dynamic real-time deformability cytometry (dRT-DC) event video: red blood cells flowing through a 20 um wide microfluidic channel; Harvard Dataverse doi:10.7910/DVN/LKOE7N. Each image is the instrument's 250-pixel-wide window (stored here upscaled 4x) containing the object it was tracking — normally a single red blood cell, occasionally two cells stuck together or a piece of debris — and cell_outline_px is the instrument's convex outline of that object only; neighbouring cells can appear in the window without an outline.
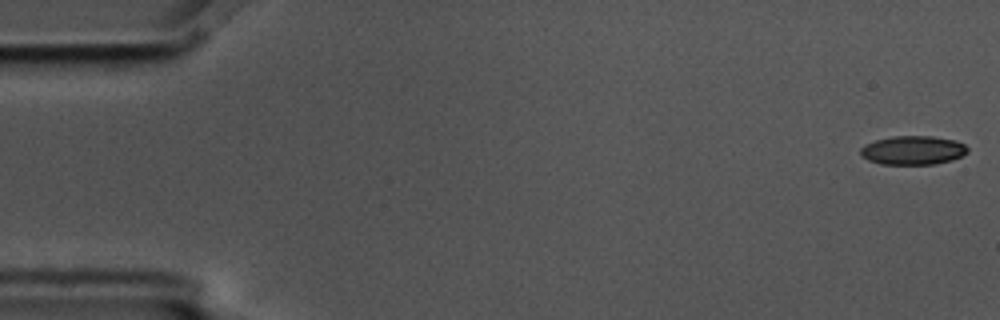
{"species": "common noctule bat (a hibernating species)", "species_latin": "Nyctalus noctula", "temperature_condition": "cold", "stored_images_in_passage": 5, "camera_frame_rate_fps": 3000, "um_per_image_px": 0.085, "animal": {"sex": "male", "body_mass_g": 17.5, "forearm_length_mm": 52.3}, "frame": {"image": 1, "passage_image": 1, "time_ms": 0.0, "image_size_px": [1000, 320], "cell_outline_px": [[968, 152], [952, 160], [936, 164], [880, 164], [868, 160], [860, 156], [860, 148], [864, 144], [876, 140], [892, 136], [932, 136], [956, 140], [964, 144], [968, 148]], "centroid_in_image_um": [77.58, 12.77], "position_along_channel_um": 7.4, "area_um2": 18.15}}